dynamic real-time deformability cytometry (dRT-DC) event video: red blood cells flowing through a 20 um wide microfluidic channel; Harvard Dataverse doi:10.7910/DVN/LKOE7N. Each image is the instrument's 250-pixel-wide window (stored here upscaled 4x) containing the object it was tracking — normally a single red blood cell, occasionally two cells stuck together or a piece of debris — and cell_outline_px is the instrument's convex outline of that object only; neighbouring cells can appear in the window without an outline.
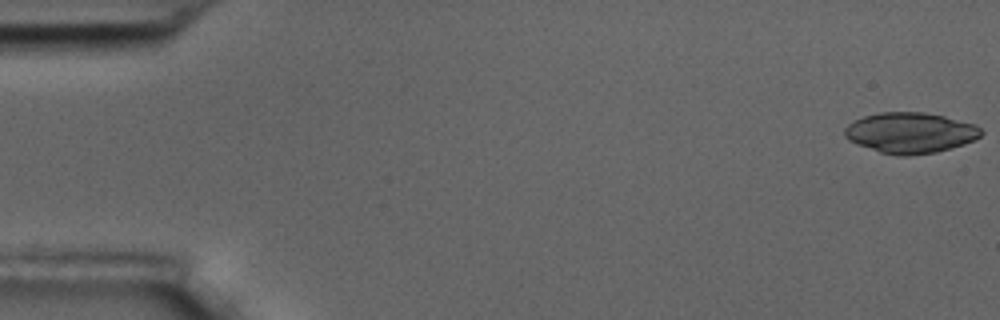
{"species": "common noctule bat (a hibernating species)", "species_latin": "Nyctalus noctula", "temperature_condition": "room temperature", "stored_images_in_passage": 10, "camera_frame_rate_fps": 3000, "um_per_image_px": 0.085, "animal": {"sex": "male", "body_mass_g": 17.5, "forearm_length_mm": 52.3}, "frame": {"image": 1, "passage_image": 1, "time_ms": 0.0, "image_size_px": [1000, 320], "cell_outline_px": [[984, 132], [976, 140], [952, 148], [936, 152], [908, 156], [900, 156], [880, 152], [848, 140], [844, 136], [844, 128], [848, 124], [864, 116], [880, 112], [924, 112], [944, 116], [976, 124]], "centroid_in_image_um": [77.4, 11.29], "position_along_channel_um": 7.6, "area_um2": 32.43}}